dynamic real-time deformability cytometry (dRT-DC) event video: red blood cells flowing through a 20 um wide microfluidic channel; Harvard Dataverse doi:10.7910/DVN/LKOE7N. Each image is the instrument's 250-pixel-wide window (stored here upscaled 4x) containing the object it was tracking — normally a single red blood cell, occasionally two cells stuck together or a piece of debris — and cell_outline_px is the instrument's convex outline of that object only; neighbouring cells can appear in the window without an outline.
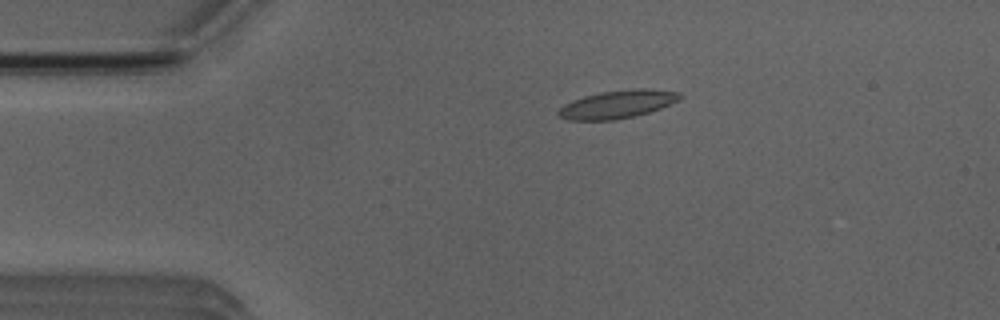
{"species": "Egyptian fruit bat (a non-hibernating species)", "species_latin": "Rousettus aegyptiacus", "temperature_condition": "room temperature", "stored_images_in_passage": 43, "camera_frame_rate_fps": 3000, "um_per_image_px": 0.085, "animal": {"sex": "male"}, "frame": {"image": 1, "passage_image": 1, "time_ms": 0.0, "image_size_px": [1000, 320], "cell_outline_px": [[684, 96], [680, 100], [660, 108], [648, 112], [616, 120], [568, 120], [560, 116], [556, 112], [564, 104], [572, 100], [584, 96], [600, 92], [632, 88], [644, 88], [680, 92]], "centroid_in_image_um": [52.49, 8.85], "position_along_channel_um": 32.5, "area_um2": 19.88}}
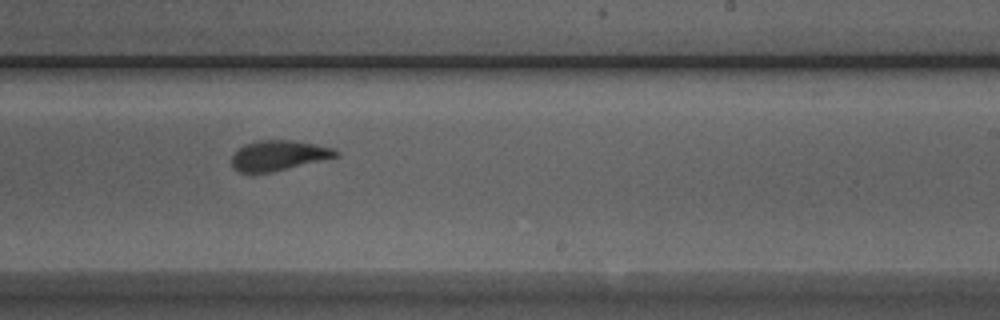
{"frame": {"image": 2, "passage_image": 22, "time_ms": 7.0, "image_size_px": [1000, 320], "cell_outline_px": [[340, 156], [272, 172], [252, 176], [236, 172], [232, 168], [232, 156], [244, 144], [256, 140], [292, 140], [316, 144], [332, 148], [340, 152]], "centroid_in_image_um": [23.63, 13.25], "position_along_channel_um": 265.4, "area_um2": 18.84}}
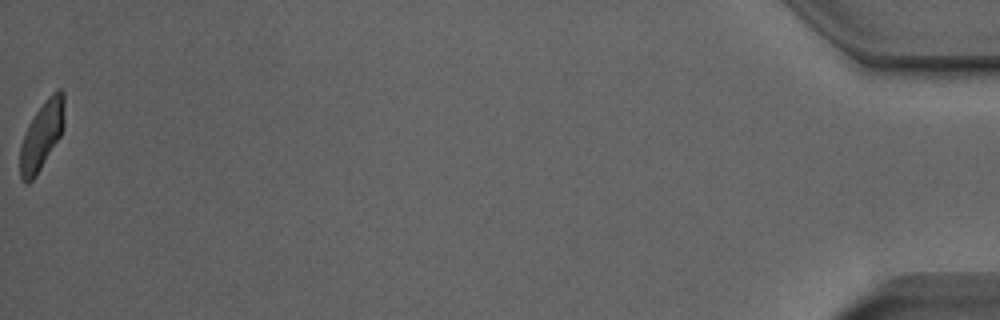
{"frame": {"image": 3, "passage_image": 43, "time_ms": 14.0, "image_size_px": [1000, 320], "cell_outline_px": [[64, 128], [60, 136], [36, 176], [28, 184], [24, 184], [20, 176], [20, 144], [28, 124], [36, 112], [48, 96], [56, 88], [60, 88], [64, 92]], "centroid_in_image_um": [3.55, 11.5], "position_along_channel_um": 431.6, "area_um2": 17.74}, "authors_computed_cell_mechanics": {"area_um2": 18.7272, "velocity_mm_per_s": 3.9198, "shape_relaxation_time_tau1_ms": 4.4091, "shape_relaxation_time_tau2_ms": 1.3176, "deformation_change_tau1": 0.1744, "deformation_change_tau2": 0.0861}}